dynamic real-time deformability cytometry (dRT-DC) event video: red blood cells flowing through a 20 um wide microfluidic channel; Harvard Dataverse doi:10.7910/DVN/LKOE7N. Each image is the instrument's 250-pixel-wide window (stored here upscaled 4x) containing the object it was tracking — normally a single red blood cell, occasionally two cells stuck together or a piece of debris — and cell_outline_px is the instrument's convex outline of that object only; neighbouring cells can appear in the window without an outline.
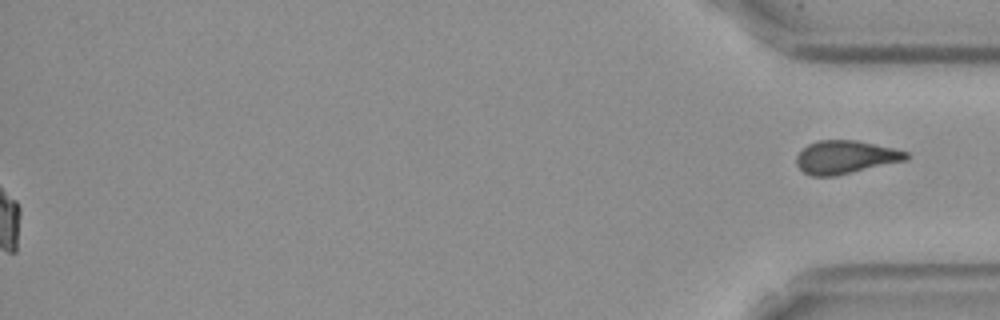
{"species": "Egyptian fruit bat (a non-hibernating species)", "species_latin": "Rousettus aegyptiacus", "temperature_condition": "cold", "stored_images_in_passage": 58, "segment_of_instrument_passage": [2, 2], "camera_frame_rate_fps": 3000, "um_per_image_px": 0.085, "frame": {"image": 1, "passage_image": 58, "time_ms": 19.0, "image_size_px": [1000, 320], "cell_outline_px": [[912, 156], [908, 160], [836, 176], [808, 176], [796, 164], [796, 156], [808, 144], [820, 140], [856, 140], [892, 148], [908, 152]], "centroid_in_image_um": [71.89, 13.37], "position_along_channel_um": 363.3, "area_um2": 21.33}}